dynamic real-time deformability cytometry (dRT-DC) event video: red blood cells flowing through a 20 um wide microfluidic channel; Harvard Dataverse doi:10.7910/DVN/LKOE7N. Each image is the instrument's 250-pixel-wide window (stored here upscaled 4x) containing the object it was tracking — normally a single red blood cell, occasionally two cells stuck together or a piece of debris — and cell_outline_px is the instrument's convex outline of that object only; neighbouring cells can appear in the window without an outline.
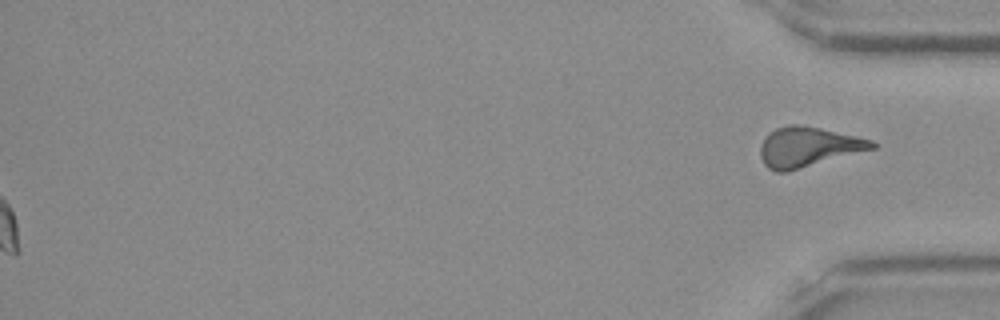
{"species": "Egyptian fruit bat (a non-hibernating species)", "species_latin": "Rousettus aegyptiacus", "temperature_condition": "room temperature", "stored_images_in_passage": 53, "segment_of_instrument_passage": [2, 2], "camera_frame_rate_fps": 3000, "um_per_image_px": 0.085, "frame": {"image": 1, "passage_image": 53, "time_ms": 17.333, "image_size_px": [1000, 320], "cell_outline_px": [[876, 148], [788, 172], [776, 172], [768, 168], [764, 164], [760, 156], [760, 144], [764, 136], [768, 132], [776, 128], [788, 124], [800, 124], [820, 128], [856, 136], [872, 140], [876, 144]], "centroid_in_image_um": [68.65, 12.49], "position_along_channel_um": 366.6, "area_um2": 26.18}}